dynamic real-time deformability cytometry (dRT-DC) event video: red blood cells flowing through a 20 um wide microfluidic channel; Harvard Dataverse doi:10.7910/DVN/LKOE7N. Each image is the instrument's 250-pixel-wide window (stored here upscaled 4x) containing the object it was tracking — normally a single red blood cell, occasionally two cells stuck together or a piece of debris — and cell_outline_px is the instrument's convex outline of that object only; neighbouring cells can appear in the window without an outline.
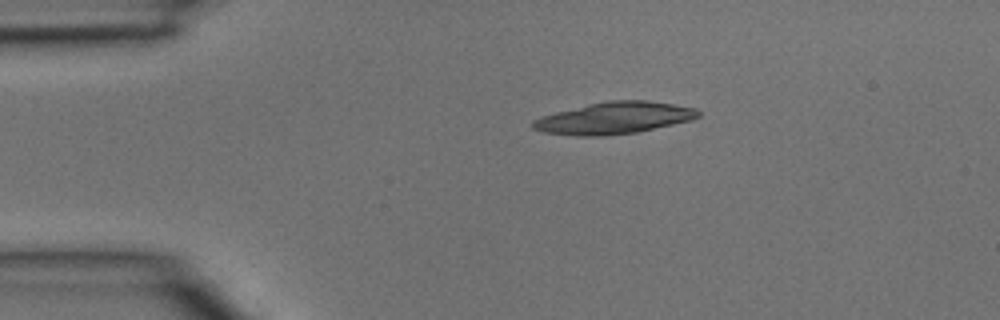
{"species": "common noctule bat (a hibernating species)", "species_latin": "Nyctalus noctula", "temperature_condition": "room temperature", "stored_images_in_passage": 1, "camera_frame_rate_fps": 3000, "um_per_image_px": 0.085, "animal": {"sex": "male", "body_mass_g": 15.6}, "frame": {"image": 1, "passage_image": 1, "time_ms": 0.0, "image_size_px": [1000, 320], "cell_outline_px": [[700, 116], [692, 120], [640, 132], [604, 136], [576, 136], [544, 132], [532, 128], [532, 120], [556, 112], [588, 104], [608, 100], [648, 100], [696, 108], [700, 112]], "centroid_in_image_um": [52.24, 10.04], "position_along_channel_um": 32.8, "area_um2": 30.81}}